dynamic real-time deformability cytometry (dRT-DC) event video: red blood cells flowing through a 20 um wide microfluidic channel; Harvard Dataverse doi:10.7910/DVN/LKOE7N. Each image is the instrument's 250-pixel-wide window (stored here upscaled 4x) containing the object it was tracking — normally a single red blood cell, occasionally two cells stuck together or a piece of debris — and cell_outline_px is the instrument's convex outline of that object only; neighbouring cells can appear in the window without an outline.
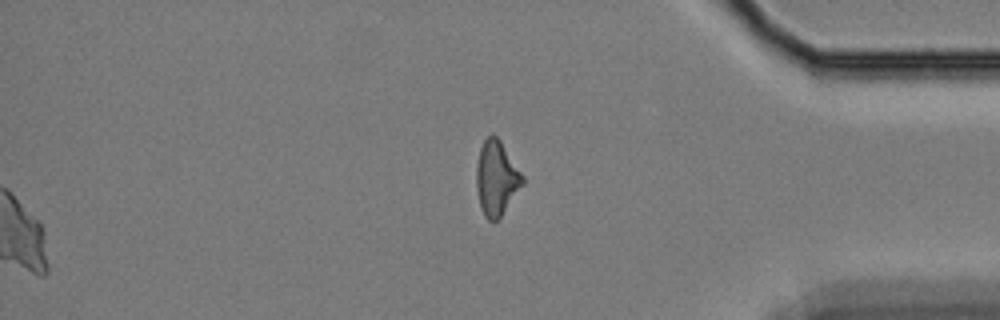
{"species": "Egyptian fruit bat (a non-hibernating species)", "species_latin": "Rousettus aegyptiacus", "temperature_condition": "cold", "stored_images_in_passage": 45, "camera_frame_rate_fps": 3000, "um_per_image_px": 0.085, "animal": {"sex": "female"}, "frame": {"image": 1, "passage_image": 45, "time_ms": 14.667, "image_size_px": [1000, 320], "cell_outline_px": [[524, 184], [500, 216], [496, 220], [488, 220], [484, 216], [480, 208], [476, 188], [476, 164], [480, 148], [484, 140], [492, 132], [500, 140], [524, 176]], "centroid_in_image_um": [42.18, 15.13], "position_along_channel_um": 393.0, "area_um2": 20.06}}